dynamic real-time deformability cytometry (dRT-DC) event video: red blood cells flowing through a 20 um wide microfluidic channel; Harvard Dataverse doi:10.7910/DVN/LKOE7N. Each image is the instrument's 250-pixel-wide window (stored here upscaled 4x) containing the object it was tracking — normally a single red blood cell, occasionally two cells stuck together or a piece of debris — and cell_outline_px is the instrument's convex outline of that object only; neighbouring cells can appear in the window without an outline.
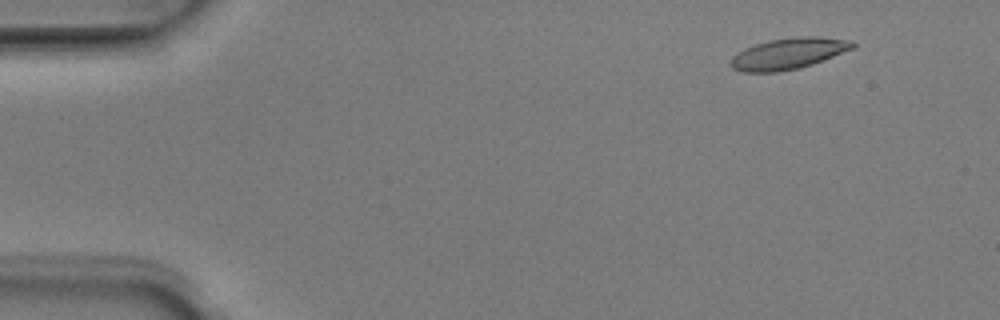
{"species": "Egyptian fruit bat (a non-hibernating species)", "species_latin": "Rousettus aegyptiacus", "temperature_condition": "room temperature", "stored_images_in_passage": 50, "camera_frame_rate_fps": 3000, "um_per_image_px": 0.085, "animal": {"sex": "male"}, "frame": {"image": 1, "passage_image": 5, "time_ms": 1.333, "image_size_px": [1000, 320], "cell_outline_px": [[856, 44], [852, 48], [812, 64], [796, 68], [776, 72], [744, 72], [732, 68], [728, 64], [732, 56], [736, 52], [744, 48], [768, 40], [796, 36], [816, 36], [852, 40]], "centroid_in_image_um": [66.95, 4.54], "position_along_channel_um": 18.1, "area_um2": 22.08}}
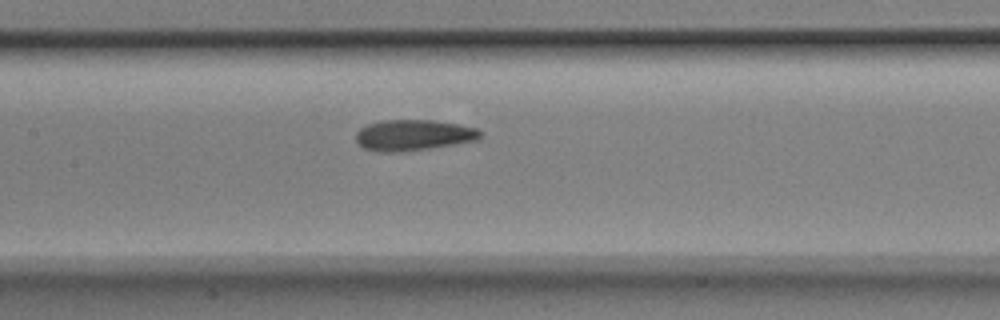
{"frame": {"image": 2, "passage_image": 24, "time_ms": 7.667, "image_size_px": [1000, 320], "cell_outline_px": [[484, 132], [476, 140], [428, 148], [400, 152], [376, 152], [364, 148], [356, 140], [356, 132], [360, 128], [368, 124], [384, 120], [432, 120], [460, 124], [476, 128]], "centroid_in_image_um": [35.13, 11.48], "position_along_channel_um": 172.3, "area_um2": 22.31}}
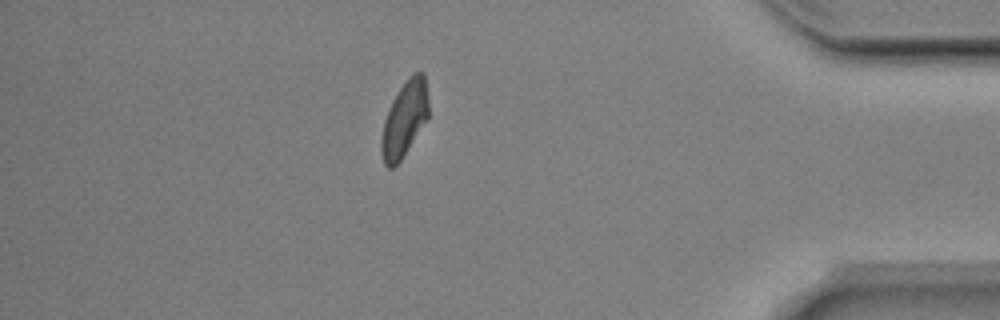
{"frame": {"image": 3, "passage_image": 44, "time_ms": 14.333, "image_size_px": [1000, 320], "cell_outline_px": [[428, 120], [400, 160], [392, 168], [388, 168], [384, 164], [380, 152], [380, 140], [384, 120], [388, 108], [392, 100], [400, 88], [412, 72], [424, 72], [428, 96]], "centroid_in_image_um": [34.37, 10.12], "position_along_channel_um": 400.8, "area_um2": 20.92}, "authors_computed_cell_mechanics": {"area_um2": 21.9351, "velocity_mm_per_s": 4.0042, "shape_relaxation_time_tau1_ms": 4.6094, "shape_relaxation_time_tau2_ms": 3.2825, "deformation_change_tau1": 0.1478, "deformation_change_tau2": 0.0855}}